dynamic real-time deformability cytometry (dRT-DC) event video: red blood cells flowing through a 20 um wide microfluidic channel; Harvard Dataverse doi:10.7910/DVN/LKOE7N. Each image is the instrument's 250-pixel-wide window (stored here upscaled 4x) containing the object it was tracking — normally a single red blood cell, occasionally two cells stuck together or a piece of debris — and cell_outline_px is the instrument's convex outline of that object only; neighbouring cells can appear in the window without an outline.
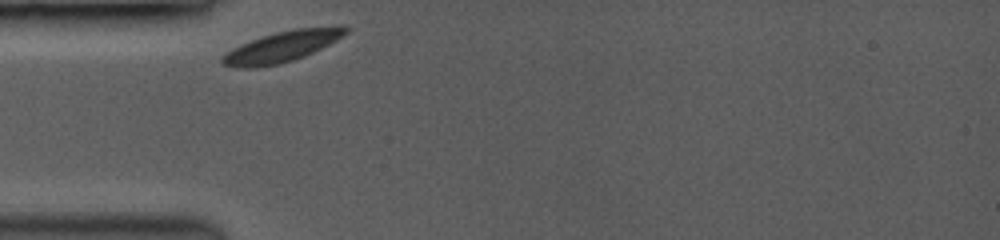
{"species": "common noctule bat (a hibernating species)", "species_latin": "Nyctalus noctula", "temperature_condition": "room temperature", "stored_images_in_passage": 34, "camera_frame_rate_fps": 3500, "um_per_image_px": 0.085, "animal": {"sex": "female", "body_mass_g": 19.0, "forearm_length_mm": 53.3}, "frame": {"image": 1, "passage_image": 1, "time_ms": 0.0, "image_size_px": [1000, 240], "cell_outline_px": [[348, 32], [336, 40], [304, 56], [292, 60], [276, 64], [252, 68], [240, 68], [224, 64], [220, 60], [220, 56], [232, 48], [240, 44], [276, 32], [292, 28], [344, 24], [348, 24]], "centroid_in_image_um": [24.01, 3.92], "position_along_channel_um": 61.0, "area_um2": 22.2}}
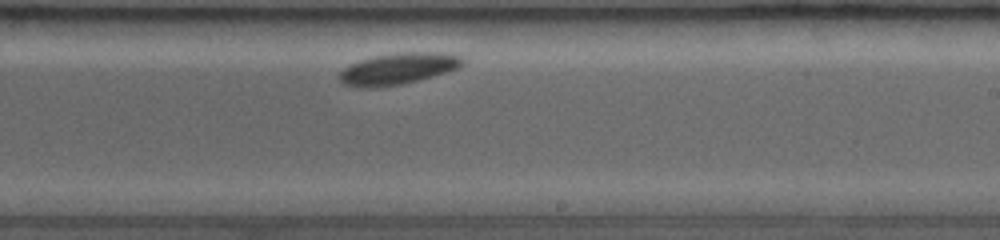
{"frame": {"image": 2, "passage_image": 20, "time_ms": 5.429, "image_size_px": [1000, 240], "cell_outline_px": [[464, 64], [456, 68], [420, 80], [400, 84], [344, 84], [340, 80], [340, 72], [344, 68], [360, 60], [376, 56], [400, 52], [440, 52], [460, 56], [464, 60]], "centroid_in_image_um": [33.95, 5.77], "position_along_channel_um": 255.1, "area_um2": 21.27}}
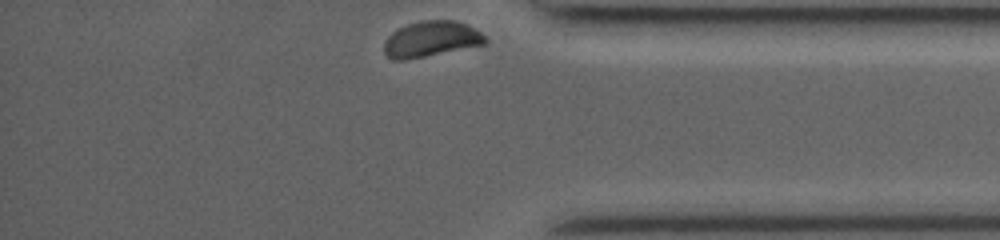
{"frame": {"image": 3, "passage_image": 34, "time_ms": 9.429, "image_size_px": [1000, 240], "cell_outline_px": [[488, 40], [484, 44], [404, 60], [392, 60], [384, 52], [384, 44], [388, 36], [392, 32], [408, 24], [420, 20], [452, 20], [468, 24], [476, 28]], "centroid_in_image_um": [36.64, 3.3], "position_along_channel_um": 398.6, "area_um2": 20.81}}